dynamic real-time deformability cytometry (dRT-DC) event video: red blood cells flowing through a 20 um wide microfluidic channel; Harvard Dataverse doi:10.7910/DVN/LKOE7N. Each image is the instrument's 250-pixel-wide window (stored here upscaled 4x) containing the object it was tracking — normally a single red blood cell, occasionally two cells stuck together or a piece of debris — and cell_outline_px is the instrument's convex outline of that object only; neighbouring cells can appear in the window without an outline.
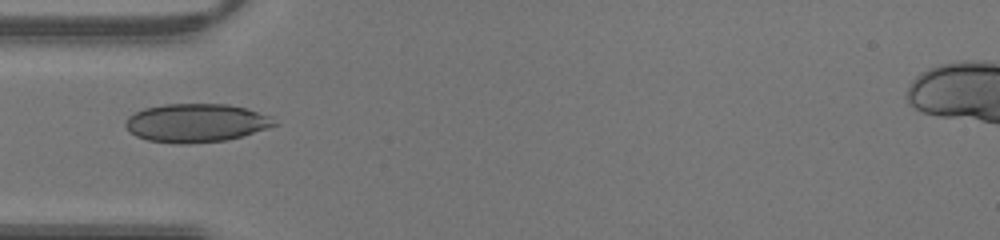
{"species": "human", "species_latin": "Homo sapiens", "temperature_condition": "warm", "stored_images_in_passage": 3, "camera_frame_rate_fps": 3000, "um_per_image_px": 0.085, "donor": {"sex": "male"}, "frame": {"image": 1, "passage_image": 1, "time_ms": 0.0, "image_size_px": [1000, 240], "cell_outline_px": [[280, 124], [268, 128], [240, 136], [224, 140], [188, 144], [180, 144], [148, 140], [136, 136], [124, 124], [128, 116], [144, 108], [164, 104], [228, 104], [248, 108], [272, 116]], "centroid_in_image_um": [16.71, 10.44], "position_along_channel_um": 68.3, "area_um2": 33.41}}